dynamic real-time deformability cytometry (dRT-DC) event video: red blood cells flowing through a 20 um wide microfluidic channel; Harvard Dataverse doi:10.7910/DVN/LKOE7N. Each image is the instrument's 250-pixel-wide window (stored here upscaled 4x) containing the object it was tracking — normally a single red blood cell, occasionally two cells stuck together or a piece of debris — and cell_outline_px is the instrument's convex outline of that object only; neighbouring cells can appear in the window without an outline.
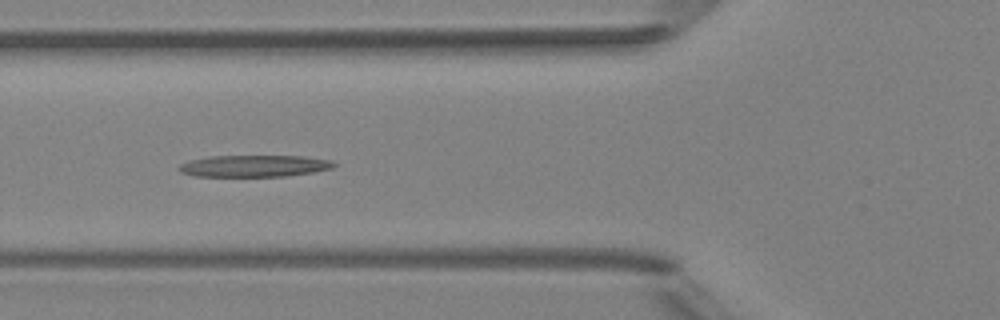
{"species": "Egyptian fruit bat (a non-hibernating species)", "species_latin": "Rousettus aegyptiacus", "temperature_condition": "room temperature", "stored_images_in_passage": 5, "camera_frame_rate_fps": 3000, "um_per_image_px": 0.085, "animal": {"sex": "female"}, "frame": {"image": 1, "passage_image": 5, "time_ms": 4.333, "image_size_px": [1000, 320], "cell_outline_px": [[336, 164], [332, 168], [312, 172], [284, 176], [196, 176], [180, 172], [176, 168], [180, 164], [192, 160], [212, 156], [304, 156], [332, 160]], "centroid_in_image_um": [21.61, 14.1], "position_along_channel_um": 104.2, "area_um2": 19.48}}